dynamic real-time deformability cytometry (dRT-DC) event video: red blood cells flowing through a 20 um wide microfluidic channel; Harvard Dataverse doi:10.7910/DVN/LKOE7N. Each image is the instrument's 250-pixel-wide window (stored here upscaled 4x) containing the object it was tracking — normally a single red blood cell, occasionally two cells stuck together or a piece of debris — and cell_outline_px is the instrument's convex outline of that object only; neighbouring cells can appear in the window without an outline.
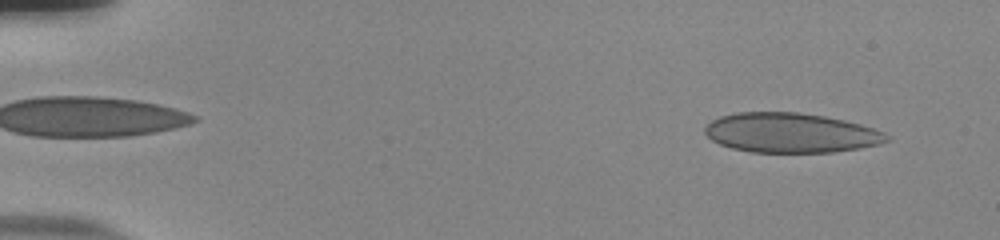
{"species": "human", "species_latin": "Homo sapiens", "temperature_condition": "room temperature", "stored_images_in_passage": 49, "camera_frame_rate_fps": 3000, "um_per_image_px": 0.085, "donor": {"sex": "male"}, "frame": {"image": 1, "passage_image": 1, "time_ms": 0.0, "image_size_px": [1000, 240], "cell_outline_px": [[888, 140], [880, 144], [832, 152], [752, 152], [732, 148], [720, 144], [712, 140], [704, 132], [704, 128], [712, 120], [720, 116], [736, 112], [800, 112], [824, 116], [844, 120], [860, 124], [884, 132], [888, 136]], "centroid_in_image_um": [67.18, 11.28], "position_along_channel_um": 17.8, "area_um2": 41.85}}
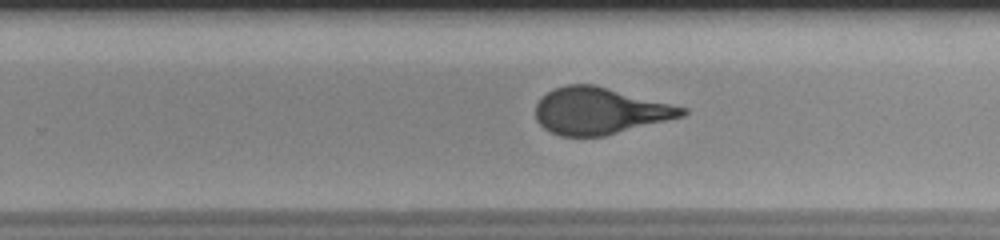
{"frame": {"image": 2, "passage_image": 31, "time_ms": 10.0, "image_size_px": [1000, 240], "cell_outline_px": [[688, 112], [684, 116], [604, 136], [560, 136], [544, 128], [536, 120], [536, 104], [540, 96], [552, 88], [568, 84], [596, 84], [688, 108]], "centroid_in_image_um": [50.97, 9.41], "position_along_channel_um": 278.8, "area_um2": 40.17}}
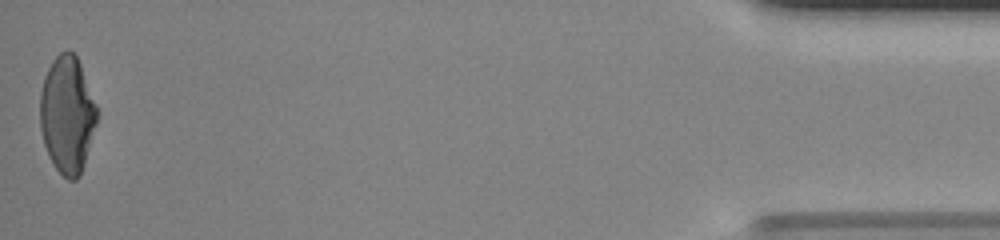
{"frame": {"image": 3, "passage_image": 49, "time_ms": 16.0, "image_size_px": [1000, 240], "cell_outline_px": [[100, 112], [84, 164], [80, 176], [76, 180], [68, 180], [52, 164], [48, 156], [44, 144], [40, 128], [40, 92], [44, 76], [52, 60], [60, 52], [68, 48], [76, 56], [80, 64]], "centroid_in_image_um": [5.72, 9.74], "position_along_channel_um": 429.5, "area_um2": 39.25}}